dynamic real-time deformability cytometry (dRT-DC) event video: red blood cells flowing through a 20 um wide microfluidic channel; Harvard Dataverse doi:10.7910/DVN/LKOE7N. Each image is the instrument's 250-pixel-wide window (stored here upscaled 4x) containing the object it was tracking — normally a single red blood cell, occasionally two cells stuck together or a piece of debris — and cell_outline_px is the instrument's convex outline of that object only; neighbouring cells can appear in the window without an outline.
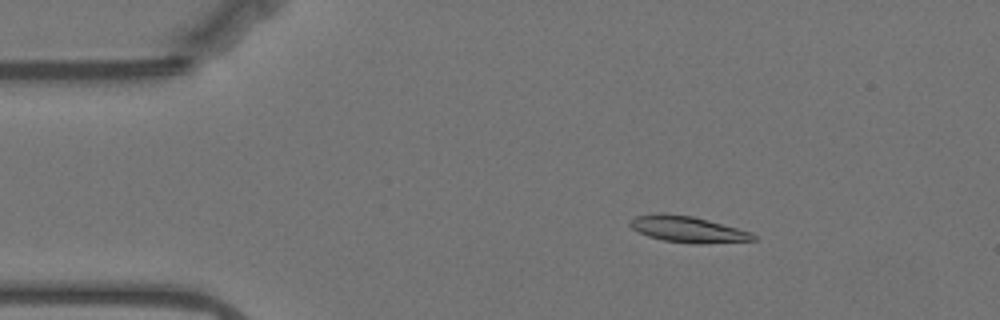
{"species": "Egyptian fruit bat (a non-hibernating species)", "species_latin": "Rousettus aegyptiacus", "temperature_condition": "warm", "stored_images_in_passage": 57, "camera_frame_rate_fps": 3000, "um_per_image_px": 0.085, "animal": {"sex": "female"}, "frame": {"image": 1, "passage_image": 9, "time_ms": 2.667, "image_size_px": [1000, 320], "cell_outline_px": [[756, 240], [700, 244], [696, 244], [664, 240], [648, 236], [632, 228], [628, 224], [636, 216], [656, 212], [664, 212], [692, 216], [708, 220], [752, 232], [756, 236]], "centroid_in_image_um": [58.46, 19.48], "position_along_channel_um": 26.5, "area_um2": 18.79}}
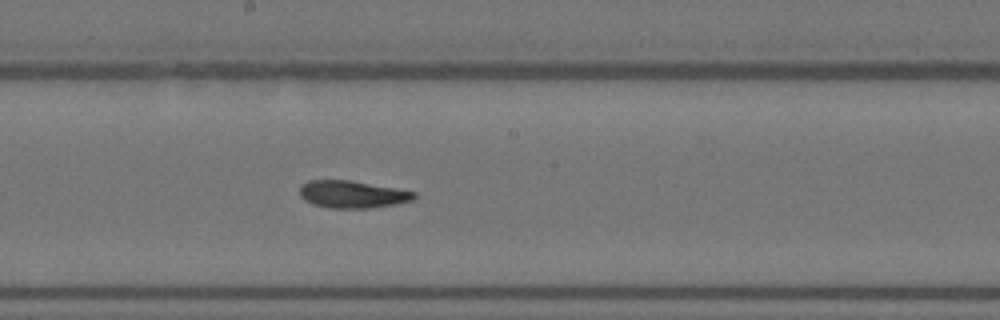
{"frame": {"image": 2, "passage_image": 30, "time_ms": 9.667, "image_size_px": [1000, 320], "cell_outline_px": [[416, 196], [412, 200], [396, 204], [368, 208], [328, 208], [312, 204], [304, 200], [300, 196], [300, 188], [308, 180], [348, 180], [416, 192]], "centroid_in_image_um": [29.92, 16.53], "position_along_channel_um": 218.3, "area_um2": 18.03}}
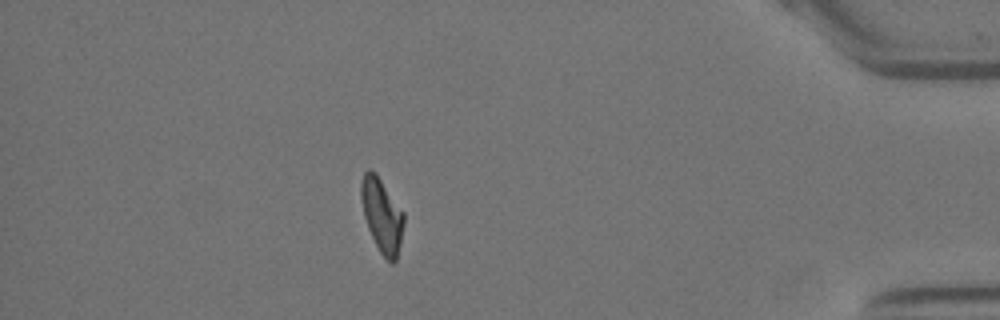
{"frame": {"image": 3, "passage_image": 50, "time_ms": 16.333, "image_size_px": [1000, 320], "cell_outline_px": [[404, 224], [400, 244], [396, 260], [392, 264], [380, 252], [368, 228], [364, 216], [360, 196], [360, 180], [364, 172], [368, 168], [372, 168], [376, 172], [404, 212]], "centroid_in_image_um": [32.45, 18.23], "position_along_channel_um": 402.8, "area_um2": 18.55}, "authors_computed_cell_mechanics": {"area_um2": 18.5538, "velocity_mm_per_s": 3.5049, "shape_relaxation_time_tau1_ms": 6.2212, "shape_relaxation_time_tau2_ms": 4.4525, "deformation_change_tau1": 0.1945, "deformation_change_tau2": 0.1034}}